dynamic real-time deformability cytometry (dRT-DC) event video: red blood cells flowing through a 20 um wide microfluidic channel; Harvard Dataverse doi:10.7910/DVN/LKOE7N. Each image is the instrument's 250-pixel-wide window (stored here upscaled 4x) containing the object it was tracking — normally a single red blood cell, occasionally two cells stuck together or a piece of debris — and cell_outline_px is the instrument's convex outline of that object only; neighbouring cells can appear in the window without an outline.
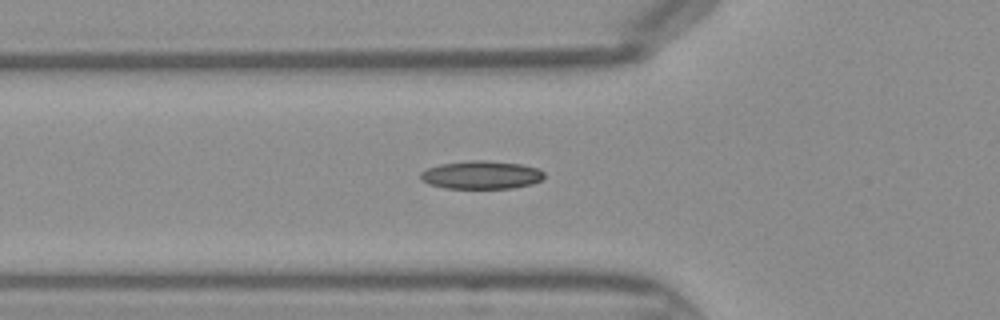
{"species": "Egyptian fruit bat (a non-hibernating species)", "species_latin": "Rousettus aegyptiacus", "temperature_condition": "warm", "stored_images_in_passage": 38, "camera_frame_rate_fps": 3000, "um_per_image_px": 0.085, "frame": {"image": 1, "passage_image": 8, "time_ms": 2.333, "image_size_px": [1000, 320], "cell_outline_px": [[544, 176], [540, 180], [532, 184], [512, 188], [444, 188], [428, 184], [420, 180], [420, 172], [428, 168], [440, 164], [468, 160], [488, 160], [520, 164], [536, 168], [544, 172]], "centroid_in_image_um": [40.87, 14.86], "position_along_channel_um": 84.9, "area_um2": 20.35}}
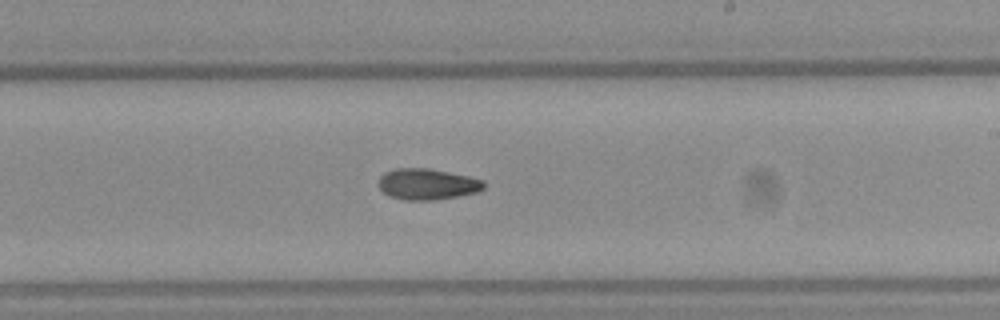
{"frame": {"image": 2, "passage_image": 19, "time_ms": 6.0, "image_size_px": [1000, 320], "cell_outline_px": [[484, 188], [476, 192], [456, 196], [432, 200], [404, 200], [388, 196], [380, 188], [380, 176], [384, 172], [396, 168], [428, 168], [468, 176], [484, 180]], "centroid_in_image_um": [36.3, 15.65], "position_along_channel_um": 252.7, "area_um2": 18.9}}
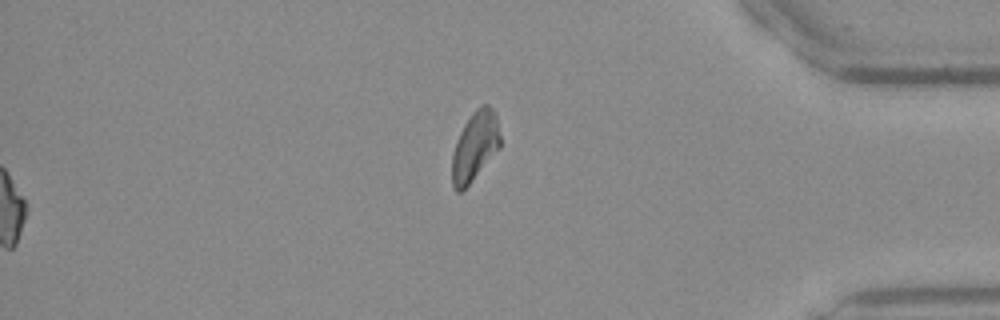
{"frame": {"image": 3, "passage_image": 38, "time_ms": 12.333, "image_size_px": [1000, 320], "cell_outline_px": [[500, 148], [472, 180], [460, 192], [456, 192], [452, 184], [452, 156], [456, 140], [464, 124], [472, 112], [476, 108], [484, 104], [488, 104], [492, 108], [496, 116], [500, 136]], "centroid_in_image_um": [40.36, 12.41], "position_along_channel_um": 394.8, "area_um2": 19.31}}